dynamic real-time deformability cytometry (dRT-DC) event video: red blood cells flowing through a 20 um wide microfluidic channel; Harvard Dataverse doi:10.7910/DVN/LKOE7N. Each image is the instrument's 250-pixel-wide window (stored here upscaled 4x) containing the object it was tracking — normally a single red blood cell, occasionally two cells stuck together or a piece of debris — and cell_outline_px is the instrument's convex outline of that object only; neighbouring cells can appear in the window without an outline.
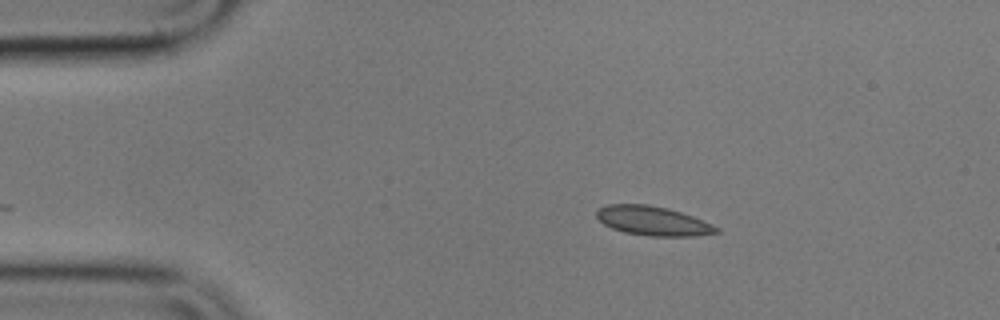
{"species": "common noctule bat (a hibernating species)", "species_latin": "Nyctalus noctula", "temperature_condition": "cold", "stored_images_in_passage": 47, "camera_frame_rate_fps": 3000, "um_per_image_px": 0.085, "animal": {"sex": "male", "body_mass_g": 17.9}, "frame": {"image": 1, "passage_image": 1, "time_ms": 0.0, "image_size_px": [1000, 320], "cell_outline_px": [[720, 232], [692, 236], [648, 236], [624, 232], [612, 228], [604, 224], [596, 216], [596, 212], [600, 208], [608, 204], [648, 204], [668, 208], [692, 216], [712, 224], [720, 228]], "centroid_in_image_um": [55.5, 18.77], "position_along_channel_um": 29.5, "area_um2": 20.35}}
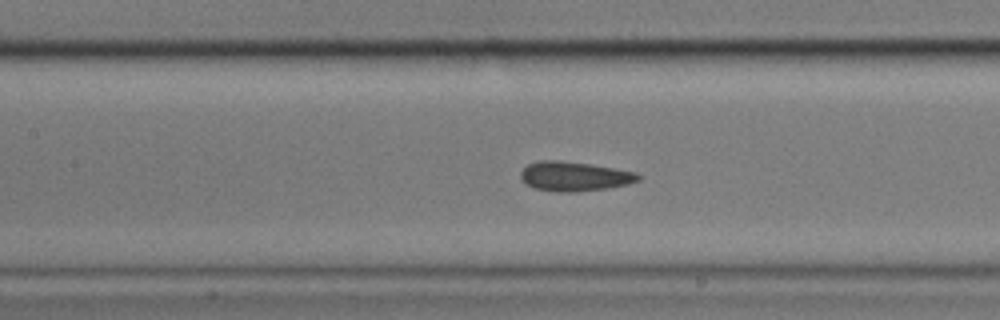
{"frame": {"image": 2, "passage_image": 16, "time_ms": 5.0, "image_size_px": [1000, 320], "cell_outline_px": [[640, 180], [628, 184], [608, 188], [576, 192], [556, 192], [536, 188], [528, 184], [520, 176], [520, 172], [528, 164], [540, 160], [560, 160], [592, 164], [636, 172], [640, 176]], "centroid_in_image_um": [48.85, 14.98], "position_along_channel_um": 158.6, "area_um2": 20.17}}
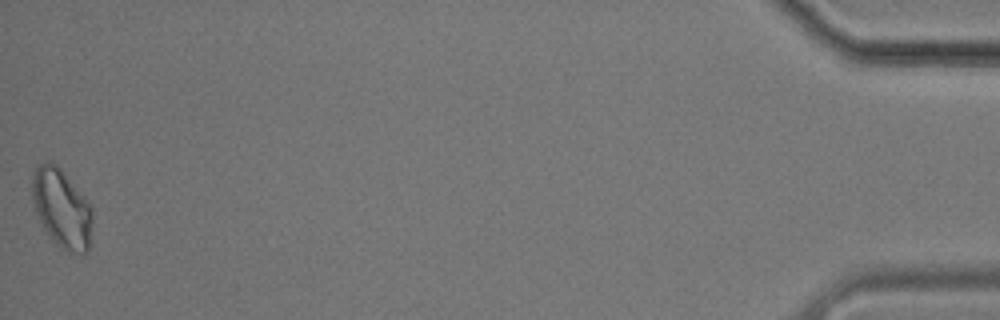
{"frame": {"image": 3, "passage_image": 47, "time_ms": 15.333, "image_size_px": [1000, 320], "cell_outline_px": [[92, 224], [88, 252], [84, 256], [68, 252], [60, 248], [48, 236], [36, 212], [32, 200], [32, 176], [36, 168], [40, 164], [48, 160], [56, 164], [60, 168], [92, 208]], "centroid_in_image_um": [5.25, 17.77], "position_along_channel_um": 430.0, "area_um2": 27.63}, "authors_computed_cell_mechanics": {"area_um2": 20.1144, "velocity_mm_per_s": 3.5474, "shape_relaxation_time_tau1_ms": 2.3309, "shape_relaxation_time_tau2_ms": 1.6806, "deformation_change_tau1": 0.0856, "deformation_change_tau2": 0.0667}}